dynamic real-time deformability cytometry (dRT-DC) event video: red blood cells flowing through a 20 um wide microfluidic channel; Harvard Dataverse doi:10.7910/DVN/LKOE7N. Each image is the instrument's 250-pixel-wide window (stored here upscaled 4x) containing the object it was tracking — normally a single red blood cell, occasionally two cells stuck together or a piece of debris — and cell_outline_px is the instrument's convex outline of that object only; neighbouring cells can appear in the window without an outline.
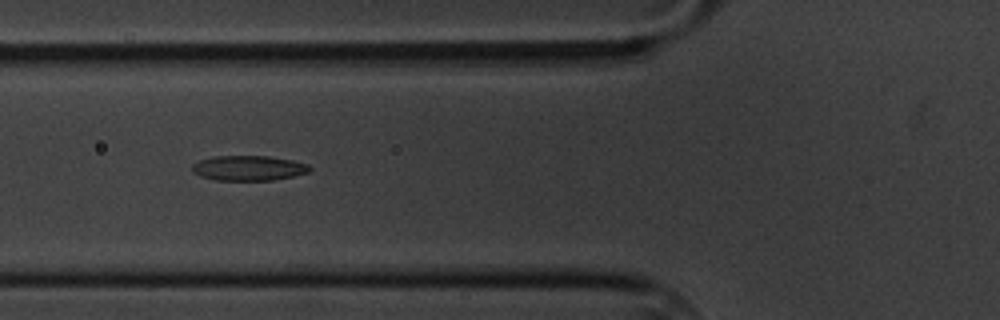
{"species": "common noctule bat (a hibernating species)", "species_latin": "Nyctalus noctula", "temperature_condition": "cold", "stored_images_in_passage": 45, "camera_frame_rate_fps": 3000, "um_per_image_px": 0.085, "animal": {"sex": "male", "body_mass_g": 20.1, "forearm_length_mm": 53.5}, "frame": {"image": 1, "passage_image": 9, "time_ms": 2.667, "image_size_px": [1000, 320], "cell_outline_px": [[312, 168], [308, 172], [292, 176], [272, 180], [216, 180], [200, 176], [192, 172], [192, 164], [200, 160], [212, 156], [268, 156], [292, 160], [308, 164]], "centroid_in_image_um": [21.1, 14.28], "position_along_channel_um": 104.7, "area_um2": 17.11}}
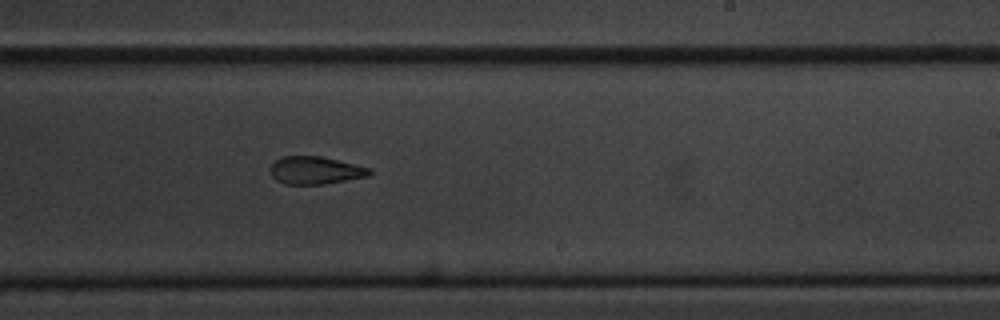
{"frame": {"image": 2, "passage_image": 23, "time_ms": 7.333, "image_size_px": [1000, 320], "cell_outline_px": [[372, 172], [368, 176], [324, 184], [284, 184], [276, 180], [272, 176], [272, 164], [276, 160], [284, 156], [320, 156], [372, 168]], "centroid_in_image_um": [26.83, 14.48], "position_along_channel_um": 262.2, "area_um2": 15.84}}
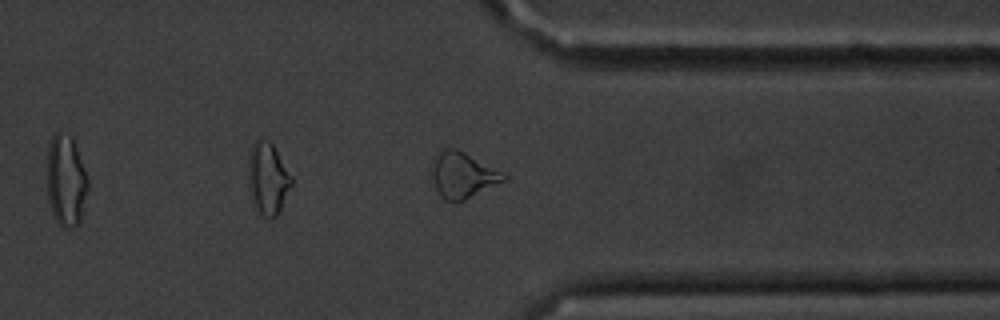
{"frame": {"image": 3, "passage_image": 33, "time_ms": 10.667, "image_size_px": [1000, 320], "cell_outline_px": [[508, 180], [464, 200], [448, 200], [436, 188], [432, 180], [432, 156], [444, 148], [456, 148], [508, 172]], "centroid_in_image_um": [39.41, 14.83], "position_along_channel_um": 372.0, "area_um2": 19.54}, "authors_computed_cell_mechanics": {"area_um2": 17.2822, "velocity_mm_per_s": 3.3663, "shape_relaxation_time_tau1_ms": null, "shape_relaxation_time_tau2_ms": 4.0936, "deformation_change_tau1": null, "deformation_change_tau2": 0.1275}}